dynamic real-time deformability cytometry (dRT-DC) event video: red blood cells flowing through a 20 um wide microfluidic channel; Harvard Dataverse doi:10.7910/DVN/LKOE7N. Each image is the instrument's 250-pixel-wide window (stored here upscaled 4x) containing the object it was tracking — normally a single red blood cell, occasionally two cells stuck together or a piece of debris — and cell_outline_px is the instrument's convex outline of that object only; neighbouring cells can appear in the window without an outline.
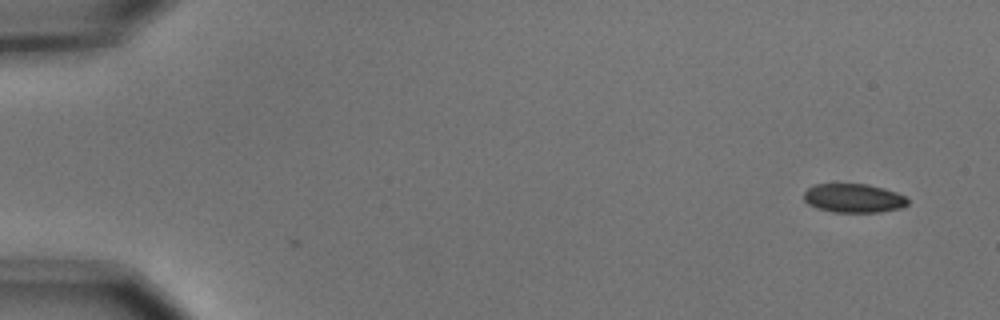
{"species": "common noctule bat (a hibernating species)", "species_latin": "Nyctalus noctula", "temperature_condition": "cold", "stored_images_in_passage": 6, "segment_of_instrument_passage": [1, 2], "camera_frame_rate_fps": 3000, "um_per_image_px": 0.085, "animal": {"sex": "male", "body_mass_g": 15.6}, "frame": {"image": 1, "passage_image": 1, "time_ms": 0.0, "image_size_px": [1000, 320], "cell_outline_px": [[908, 204], [900, 208], [880, 212], [832, 212], [816, 208], [808, 204], [804, 200], [804, 192], [812, 184], [868, 184], [884, 188], [896, 192], [904, 196], [908, 200]], "centroid_in_image_um": [72.53, 16.84], "position_along_channel_um": 12.5, "area_um2": 17.57}}